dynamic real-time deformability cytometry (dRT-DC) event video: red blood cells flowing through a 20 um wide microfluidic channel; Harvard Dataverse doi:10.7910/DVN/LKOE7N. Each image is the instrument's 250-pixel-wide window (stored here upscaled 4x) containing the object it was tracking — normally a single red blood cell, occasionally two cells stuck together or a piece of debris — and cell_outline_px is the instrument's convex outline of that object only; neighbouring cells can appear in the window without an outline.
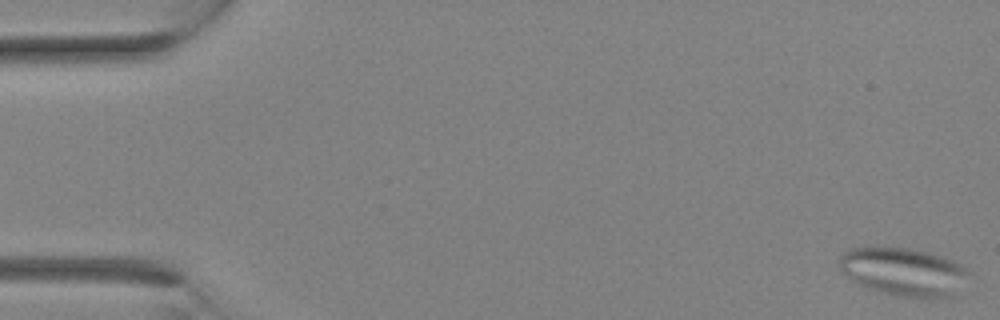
{"species": "Egyptian fruit bat (a non-hibernating species)", "species_latin": "Rousettus aegyptiacus", "temperature_condition": "room temperature", "stored_images_in_passage": 17, "camera_frame_rate_fps": 3000, "um_per_image_px": 0.085, "animal": {"sex": "female"}, "frame": {"image": 1, "passage_image": 1, "time_ms": 0.0, "image_size_px": [1000, 320], "cell_outline_px": [[972, 276], [952, 296], [904, 296], [884, 292], [856, 284], [840, 272], [840, 256], [848, 248], [908, 248], [944, 256], [968, 268], [972, 272]], "centroid_in_image_um": [76.83, 23.08], "position_along_channel_um": 8.2, "area_um2": 36.01}}
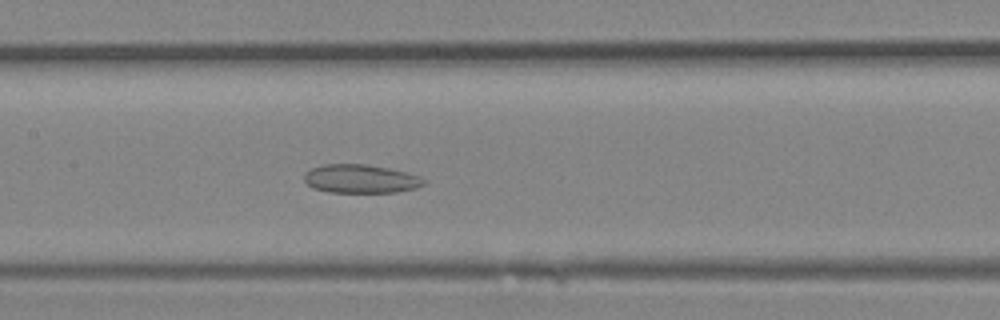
{"frame": {"image": 2, "passage_image": 15, "time_ms": 4.667, "image_size_px": [1000, 320], "cell_outline_px": [[428, 180], [424, 184], [416, 188], [396, 192], [328, 192], [312, 188], [304, 180], [304, 172], [308, 168], [320, 164], [364, 164], [388, 168], [408, 172], [420, 176]], "centroid_in_image_um": [30.63, 15.19], "position_along_channel_um": 176.8, "area_um2": 20.23}}
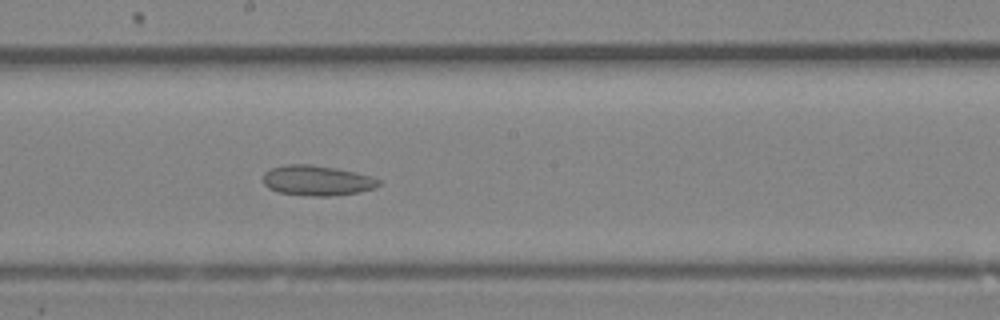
{"frame": {"image": 3, "passage_image": 17, "time_ms": 5.333, "image_size_px": [1000, 320], "cell_outline_px": [[380, 184], [376, 188], [360, 192], [332, 196], [308, 196], [280, 192], [268, 188], [264, 184], [264, 172], [272, 168], [284, 164], [312, 164], [336, 168], [356, 172], [372, 176], [380, 180]], "centroid_in_image_um": [26.97, 15.34], "position_along_channel_um": 221.2, "area_um2": 20.52}}